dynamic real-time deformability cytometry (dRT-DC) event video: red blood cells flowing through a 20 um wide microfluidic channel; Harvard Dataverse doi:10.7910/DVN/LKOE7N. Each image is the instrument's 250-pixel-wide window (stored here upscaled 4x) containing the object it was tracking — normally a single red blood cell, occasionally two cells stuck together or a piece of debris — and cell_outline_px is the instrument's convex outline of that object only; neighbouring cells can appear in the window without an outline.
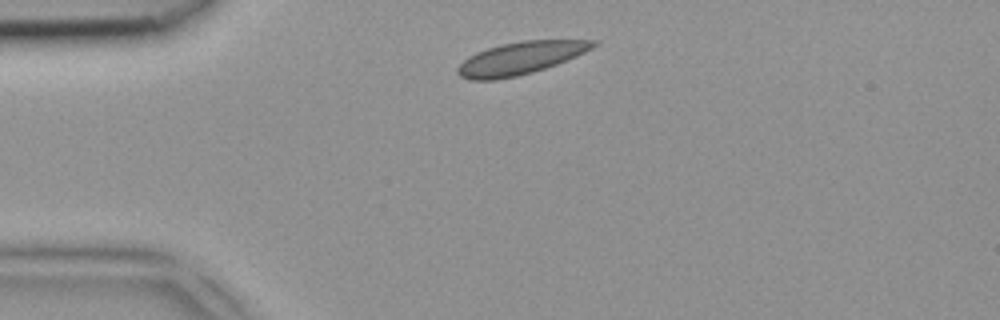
{"species": "common noctule bat (a hibernating species)", "species_latin": "Nyctalus noctula", "temperature_condition": "room temperature", "stored_images_in_passage": 4, "camera_frame_rate_fps": 3000, "um_per_image_px": 0.085, "animal": {"sex": "female", "body_mass_g": 18.4}, "frame": {"image": 1, "passage_image": 1, "time_ms": 0.0, "image_size_px": [1000, 320], "cell_outline_px": [[600, 40], [592, 48], [576, 56], [556, 64], [532, 72], [516, 76], [496, 80], [468, 80], [460, 76], [456, 72], [456, 68], [468, 56], [476, 52], [500, 44], [520, 40]], "centroid_in_image_um": [44.19, 4.94], "position_along_channel_um": 40.8, "area_um2": 25.66}}
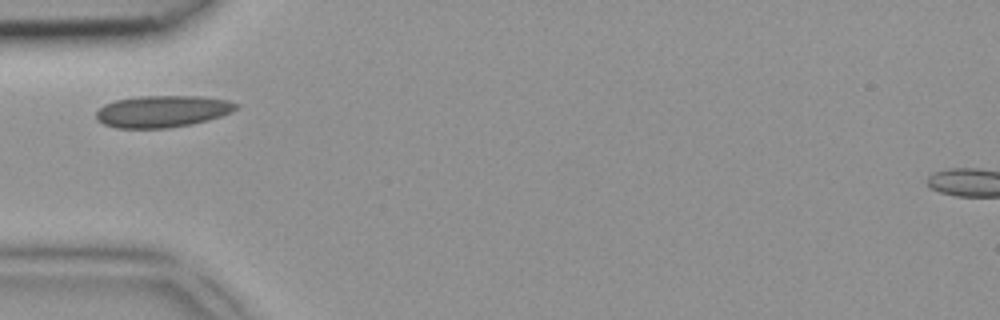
{"frame": {"image": 2, "passage_image": 2, "time_ms": 0.333, "image_size_px": [1000, 320], "cell_outline_px": [[240, 104], [236, 108], [220, 116], [208, 120], [192, 124], [168, 128], [116, 128], [104, 124], [96, 120], [96, 112], [104, 104], [116, 100], [140, 96], [200, 96], [228, 100]], "centroid_in_image_um": [13.78, 9.46], "position_along_channel_um": 71.2, "area_um2": 25.89}}
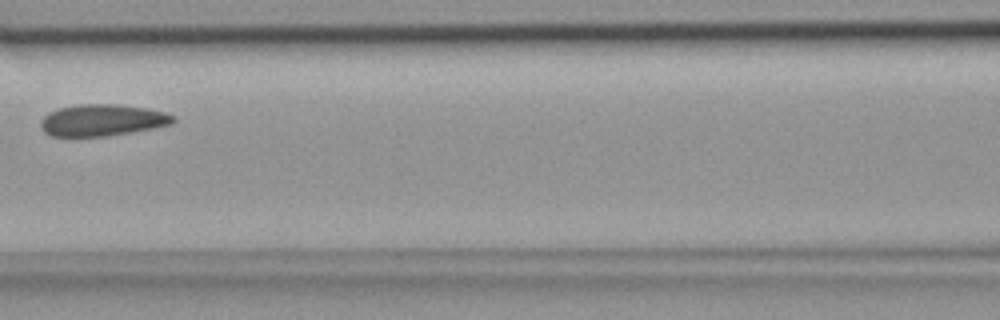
{"frame": {"image": 3, "passage_image": 4, "time_ms": 1.0, "image_size_px": [1000, 320], "cell_outline_px": [[176, 120], [172, 124], [152, 128], [104, 136], [52, 136], [44, 132], [40, 128], [40, 120], [48, 112], [60, 108], [76, 104], [120, 104], [144, 108], [164, 112], [176, 116]], "centroid_in_image_um": [8.67, 10.2], "position_along_channel_um": 157.9, "area_um2": 24.39}}